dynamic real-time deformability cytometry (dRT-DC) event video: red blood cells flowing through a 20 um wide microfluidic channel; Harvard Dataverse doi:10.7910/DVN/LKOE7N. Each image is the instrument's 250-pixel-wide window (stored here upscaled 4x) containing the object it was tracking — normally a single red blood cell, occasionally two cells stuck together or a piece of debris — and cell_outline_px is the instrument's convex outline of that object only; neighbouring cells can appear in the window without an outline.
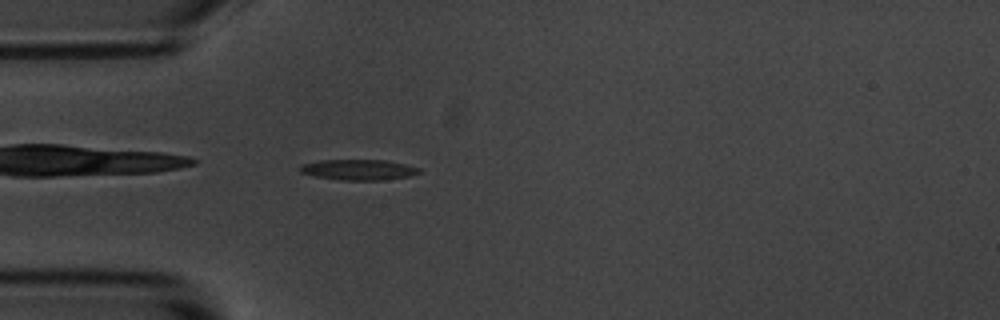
{"species": "common noctule bat (a hibernating species)", "species_latin": "Nyctalus noctula", "temperature_condition": "room temperature", "stored_images_in_passage": 4, "camera_frame_rate_fps": 3000, "um_per_image_px": 0.085, "animal": {"sex": "male", "body_mass_g": 20.1, "forearm_length_mm": 53.5}, "frame": {"image": 1, "passage_image": 4, "time_ms": 4.333, "image_size_px": [1000, 320], "cell_outline_px": [[420, 172], [408, 176], [384, 180], [340, 180], [316, 176], [300, 172], [300, 164], [320, 160], [384, 160], [404, 164], [420, 168]], "centroid_in_image_um": [30.45, 14.42], "position_along_channel_um": 54.6, "area_um2": 14.16}}